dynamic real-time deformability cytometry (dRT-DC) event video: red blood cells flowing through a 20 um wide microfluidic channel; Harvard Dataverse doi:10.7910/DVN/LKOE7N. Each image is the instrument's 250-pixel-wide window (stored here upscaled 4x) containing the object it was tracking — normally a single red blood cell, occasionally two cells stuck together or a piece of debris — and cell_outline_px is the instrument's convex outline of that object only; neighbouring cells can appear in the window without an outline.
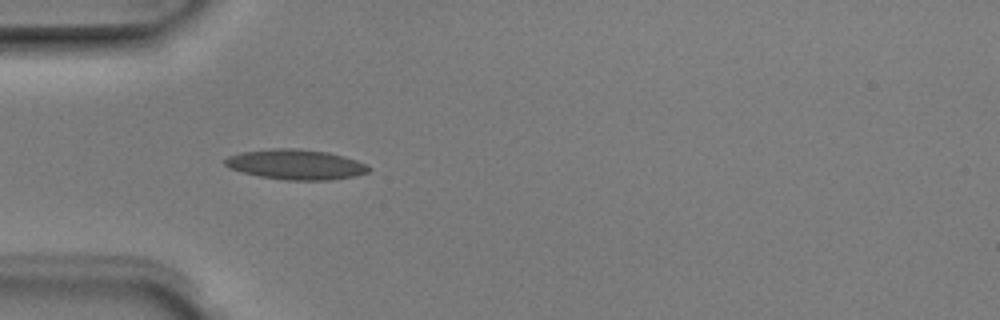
{"species": "Egyptian fruit bat (a non-hibernating species)", "species_latin": "Rousettus aegyptiacus", "temperature_condition": "room temperature", "stored_images_in_passage": 9, "camera_frame_rate_fps": 3000, "um_per_image_px": 0.085, "animal": {"sex": "male"}, "frame": {"image": 1, "passage_image": 4, "time_ms": 1.0, "image_size_px": [1000, 320], "cell_outline_px": [[372, 168], [368, 172], [352, 176], [328, 180], [284, 180], [260, 176], [240, 172], [228, 168], [224, 164], [224, 160], [228, 156], [240, 152], [272, 148], [296, 148], [328, 152], [344, 156], [356, 160]], "centroid_in_image_um": [25.09, 13.97], "position_along_channel_um": 59.9, "area_um2": 25.26}}
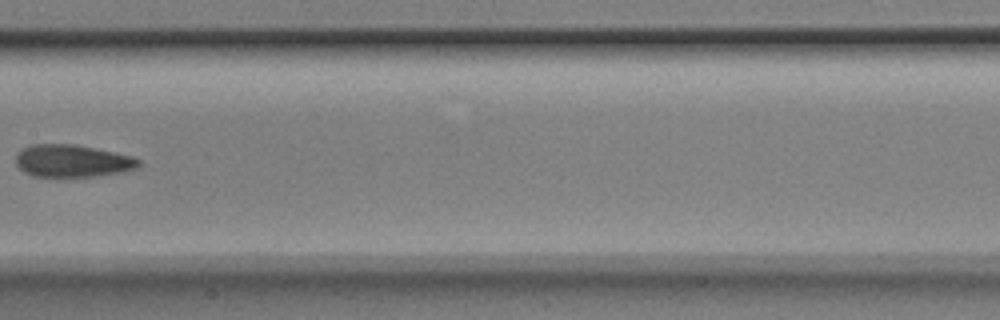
{"frame": {"image": 2, "passage_image": 7, "time_ms": 2.0, "image_size_px": [1000, 320], "cell_outline_px": [[140, 168], [124, 172], [96, 176], [32, 176], [24, 172], [16, 164], [16, 156], [28, 144], [72, 144], [116, 152], [132, 156], [140, 160]], "centroid_in_image_um": [6.19, 13.68], "position_along_channel_um": 201.2, "area_um2": 23.24}}
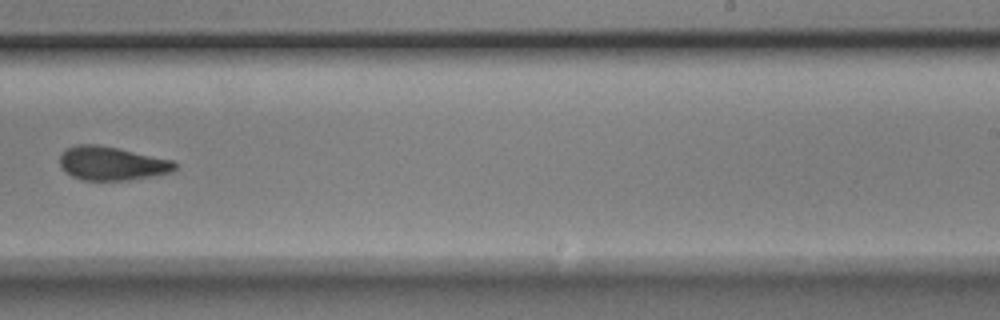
{"frame": {"image": 3, "passage_image": 9, "time_ms": 2.667, "image_size_px": [1000, 320], "cell_outline_px": [[176, 168], [172, 172], [152, 176], [128, 180], [84, 180], [72, 176], [60, 164], [60, 156], [68, 148], [76, 144], [96, 144], [116, 148], [172, 160], [176, 164]], "centroid_in_image_um": [9.51, 13.89], "position_along_channel_um": 279.5, "area_um2": 22.2}}